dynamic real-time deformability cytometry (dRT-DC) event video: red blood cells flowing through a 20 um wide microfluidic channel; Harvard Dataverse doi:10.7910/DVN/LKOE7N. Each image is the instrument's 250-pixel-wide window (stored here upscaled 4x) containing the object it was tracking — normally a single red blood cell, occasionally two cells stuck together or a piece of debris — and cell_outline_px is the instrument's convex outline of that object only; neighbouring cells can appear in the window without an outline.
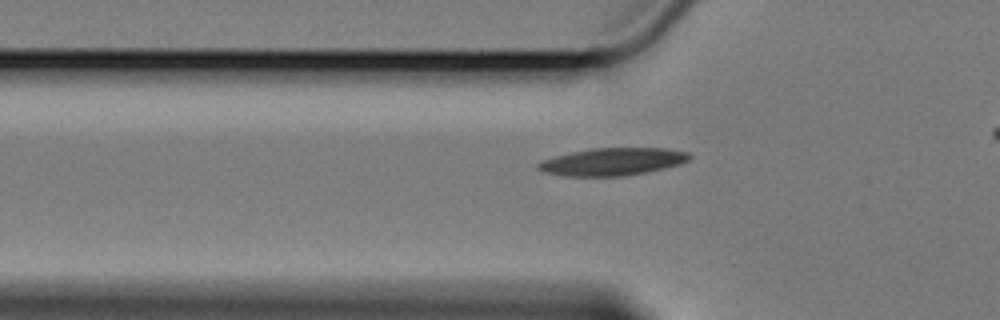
{"species": "Egyptian fruit bat (a non-hibernating species)", "species_latin": "Rousettus aegyptiacus", "temperature_condition": "cold", "stored_images_in_passage": 38, "camera_frame_rate_fps": 3000, "um_per_image_px": 0.085, "animal": {"sex": "female"}, "frame": {"image": 1, "passage_image": 3, "time_ms": 0.667, "image_size_px": [1000, 320], "cell_outline_px": [[692, 156], [688, 160], [680, 164], [648, 172], [624, 176], [560, 176], [544, 172], [536, 168], [536, 164], [540, 160], [572, 152], [592, 148], [668, 148], [688, 152]], "centroid_in_image_um": [52.05, 13.74], "position_along_channel_um": 73.8, "area_um2": 24.45}}
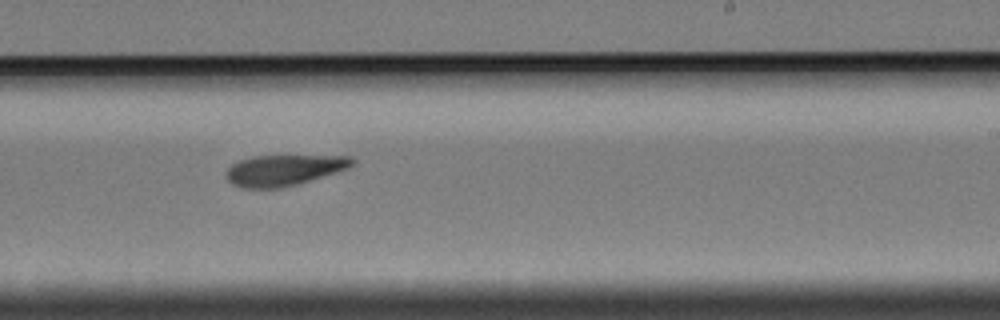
{"frame": {"image": 2, "passage_image": 20, "time_ms": 6.333, "image_size_px": [1000, 320], "cell_outline_px": [[356, 160], [348, 168], [336, 172], [296, 184], [280, 188], [244, 188], [232, 184], [228, 180], [228, 168], [232, 164], [240, 160], [252, 156], [352, 156]], "centroid_in_image_um": [24.14, 14.45], "position_along_channel_um": 264.9, "area_um2": 22.31}}
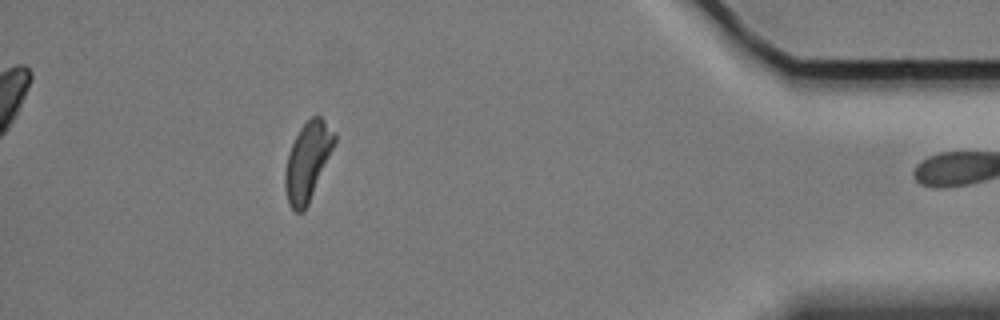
{"frame": {"image": 3, "passage_image": 37, "time_ms": 12.0, "image_size_px": [1000, 320], "cell_outline_px": [[336, 140], [308, 204], [304, 212], [296, 212], [288, 204], [284, 188], [284, 172], [288, 152], [300, 128], [312, 116], [320, 116], [336, 132]], "centroid_in_image_um": [26.12, 13.72], "position_along_channel_um": 409.1, "area_um2": 22.31}}